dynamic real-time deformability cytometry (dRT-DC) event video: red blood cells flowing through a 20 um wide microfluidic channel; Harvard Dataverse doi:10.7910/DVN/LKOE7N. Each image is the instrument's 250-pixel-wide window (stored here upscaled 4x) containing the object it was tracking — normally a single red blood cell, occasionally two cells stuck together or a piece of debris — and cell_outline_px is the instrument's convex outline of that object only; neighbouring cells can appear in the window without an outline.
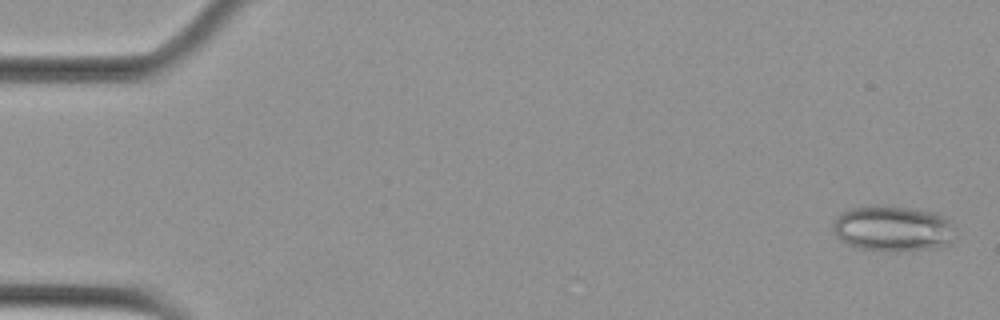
{"species": "Egyptian fruit bat (a non-hibernating species)", "species_latin": "Rousettus aegyptiacus", "temperature_condition": "cold", "stored_images_in_passage": 4, "camera_frame_rate_fps": 3000, "um_per_image_px": 0.085, "animal": {"sex": "female"}, "frame": {"image": 1, "passage_image": 2, "time_ms": 0.333, "image_size_px": [1000, 320], "cell_outline_px": [[948, 244], [932, 248], [896, 252], [888, 252], [860, 248], [848, 244], [840, 240], [836, 236], [832, 228], [832, 224], [836, 216], [848, 208], [872, 204], [908, 208], [932, 212], [944, 216], [948, 220]], "centroid_in_image_um": [75.72, 19.42], "position_along_channel_um": 9.3, "area_um2": 32.19}}